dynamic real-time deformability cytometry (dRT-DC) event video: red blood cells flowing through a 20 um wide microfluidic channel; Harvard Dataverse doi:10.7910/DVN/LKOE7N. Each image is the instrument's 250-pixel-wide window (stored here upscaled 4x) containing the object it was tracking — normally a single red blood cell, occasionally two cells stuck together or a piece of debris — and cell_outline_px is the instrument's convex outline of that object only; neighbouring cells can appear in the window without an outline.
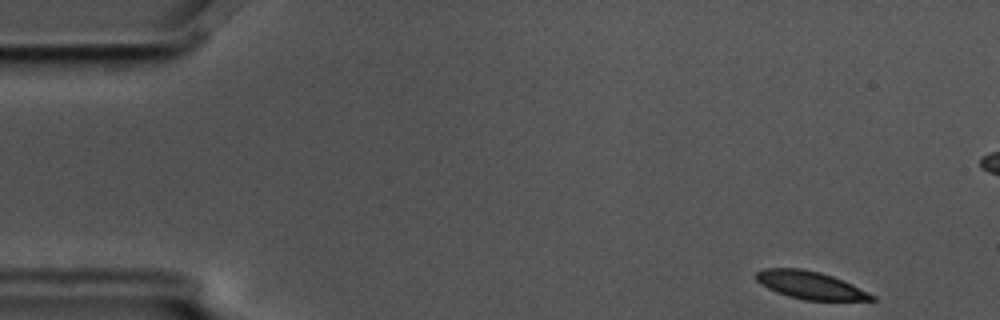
{"species": "common noctule bat (a hibernating species)", "species_latin": "Nyctalus noctula", "temperature_condition": "cold", "stored_images_in_passage": 54, "camera_frame_rate_fps": 3000, "um_per_image_px": 0.085, "animal": {"sex": "male", "body_mass_g": 17.5, "forearm_length_mm": 52.3}, "frame": {"image": 1, "passage_image": 1, "time_ms": 0.0, "image_size_px": [1000, 320], "cell_outline_px": [[876, 300], [804, 300], [788, 296], [776, 292], [760, 284], [756, 280], [756, 272], [764, 268], [804, 268], [820, 272], [832, 276], [852, 284], [876, 296]], "centroid_in_image_um": [68.85, 24.23], "position_along_channel_um": 16.1, "area_um2": 18.67}}
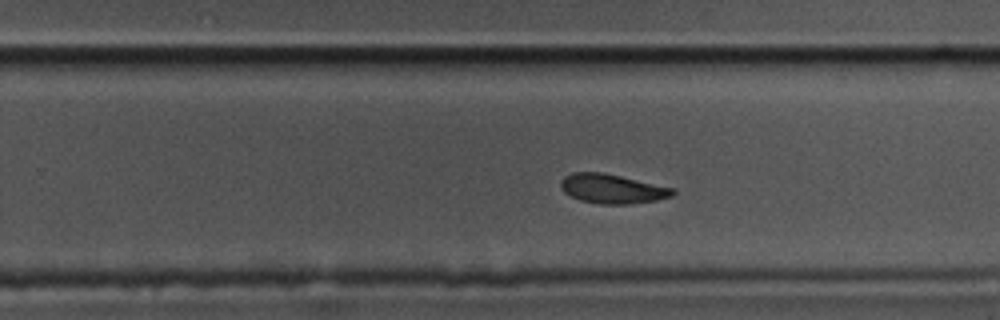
{"frame": {"image": 2, "passage_image": 32, "time_ms": 10.333, "image_size_px": [1000, 320], "cell_outline_px": [[676, 192], [672, 196], [656, 200], [632, 204], [600, 204], [580, 200], [564, 192], [560, 188], [560, 180], [564, 176], [572, 172], [604, 172], [676, 188]], "centroid_in_image_um": [52.05, 16.03], "position_along_channel_um": 277.7, "area_um2": 19.42}}
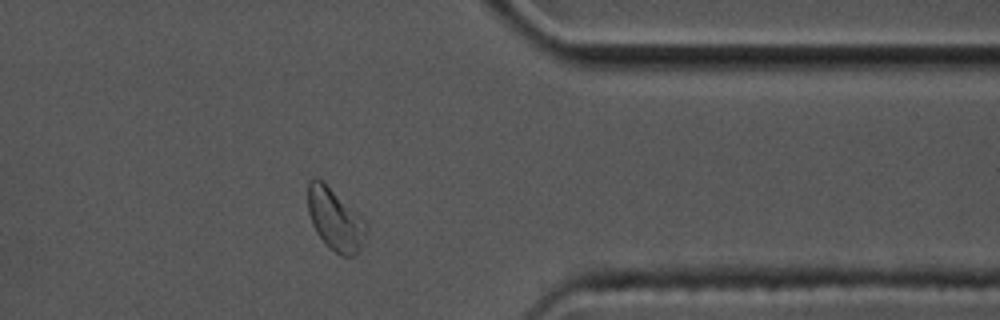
{"frame": {"image": 3, "passage_image": 42, "time_ms": 13.667, "image_size_px": [1000, 320], "cell_outline_px": [[368, 228], [360, 248], [352, 256], [340, 256], [328, 248], [324, 244], [316, 232], [312, 224], [308, 212], [308, 180], [320, 180], [356, 212], [368, 224]], "centroid_in_image_um": [28.47, 18.72], "position_along_channel_um": 382.9, "area_um2": 20.63}, "authors_computed_cell_mechanics": {"area_um2": 20.1722, "velocity_mm_per_s": 3.5191, "shape_relaxation_time_tau1_ms": 3.4635, "shape_relaxation_time_tau2_ms": null, "deformation_change_tau1": 0.1148, "deformation_change_tau2": null}}